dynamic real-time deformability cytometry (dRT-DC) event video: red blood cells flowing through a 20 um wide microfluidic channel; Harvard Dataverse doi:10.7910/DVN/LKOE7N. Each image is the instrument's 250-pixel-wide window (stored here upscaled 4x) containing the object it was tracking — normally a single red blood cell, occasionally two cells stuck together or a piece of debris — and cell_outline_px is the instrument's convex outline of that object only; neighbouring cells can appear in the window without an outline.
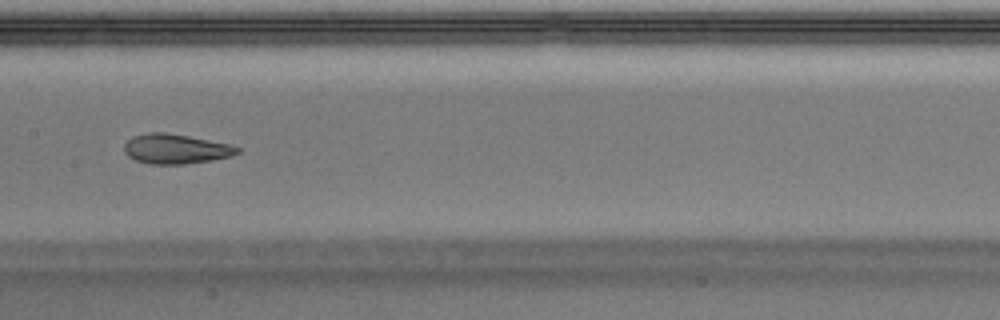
{"species": "Egyptian fruit bat (a non-hibernating species)", "species_latin": "Rousettus aegyptiacus", "temperature_condition": "warm", "stored_images_in_passage": 38, "camera_frame_rate_fps": 3000, "um_per_image_px": 0.085, "animal": {"sex": "male"}, "frame": {"image": 1, "passage_image": 17, "time_ms": 5.333, "image_size_px": [1000, 320], "cell_outline_px": [[240, 152], [232, 156], [212, 160], [184, 164], [148, 164], [136, 160], [128, 156], [124, 152], [124, 144], [132, 136], [148, 132], [164, 132], [188, 136], [232, 144], [240, 148]], "centroid_in_image_um": [14.94, 12.65], "position_along_channel_um": 192.5, "area_um2": 19.77}}